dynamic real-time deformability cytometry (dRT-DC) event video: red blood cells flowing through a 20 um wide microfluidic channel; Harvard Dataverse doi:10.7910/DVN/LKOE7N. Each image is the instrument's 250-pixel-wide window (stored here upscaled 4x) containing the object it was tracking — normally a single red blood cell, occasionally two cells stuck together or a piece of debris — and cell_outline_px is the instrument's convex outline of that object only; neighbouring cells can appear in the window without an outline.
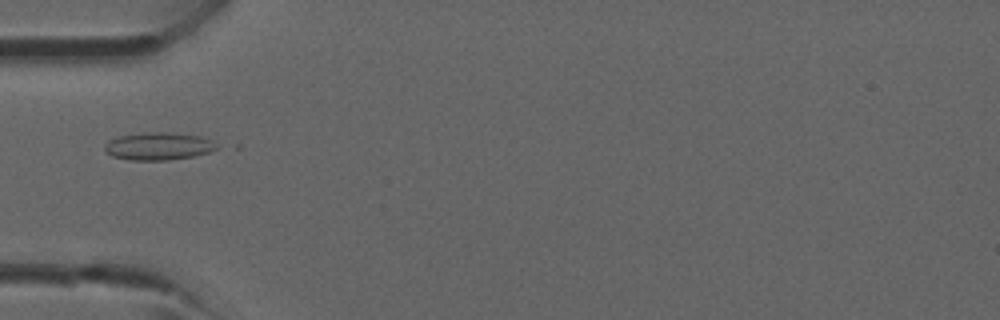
{"species": "common noctule bat (a hibernating species)", "species_latin": "Nyctalus noctula", "temperature_condition": "room temperature", "stored_images_in_passage": 1, "camera_frame_rate_fps": 3000, "um_per_image_px": 0.085, "animal": {"sex": "male", "forearm_length_mm": 52.5}, "frame": {"image": 1, "passage_image": 1, "time_ms": 0.0, "image_size_px": [1000, 320], "cell_outline_px": [[220, 148], [196, 156], [168, 160], [132, 160], [112, 156], [104, 152], [104, 144], [120, 136], [148, 132], [168, 132], [200, 136], [212, 140], [220, 144]], "centroid_in_image_um": [13.53, 12.43], "position_along_channel_um": 71.5, "area_um2": 18.15}}